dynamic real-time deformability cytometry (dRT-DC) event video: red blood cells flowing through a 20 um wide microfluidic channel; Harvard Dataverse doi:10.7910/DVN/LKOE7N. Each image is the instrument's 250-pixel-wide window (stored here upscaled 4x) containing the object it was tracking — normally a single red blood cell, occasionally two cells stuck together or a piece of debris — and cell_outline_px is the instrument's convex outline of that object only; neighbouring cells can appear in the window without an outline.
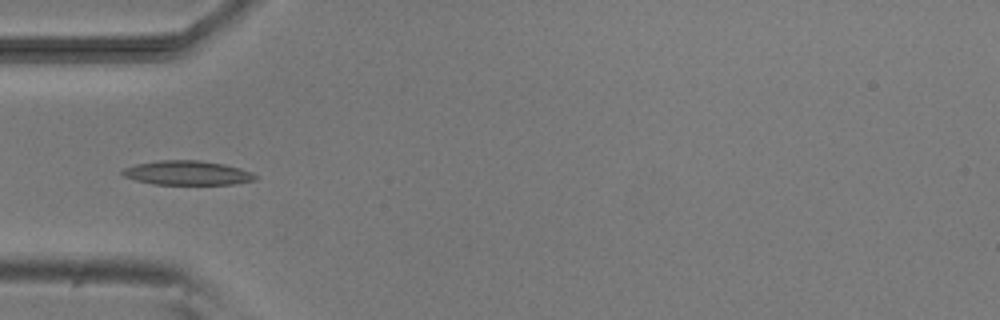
{"species": "common noctule bat (a hibernating species)", "species_latin": "Nyctalus noctula", "temperature_condition": "room temperature", "stored_images_in_passage": 5, "camera_frame_rate_fps": 3000, "um_per_image_px": 0.085, "animal": {"sex": "male", "body_mass_g": 20.5, "forearm_length_mm": 52.5}, "frame": {"image": 1, "passage_image": 5, "time_ms": 4.667, "image_size_px": [1000, 320], "cell_outline_px": [[256, 180], [232, 184], [152, 184], [136, 180], [124, 176], [120, 172], [124, 168], [136, 164], [156, 160], [200, 160], [224, 164], [240, 168], [252, 172], [256, 176]], "centroid_in_image_um": [15.91, 14.69], "position_along_channel_um": 69.1, "area_um2": 18.79}}